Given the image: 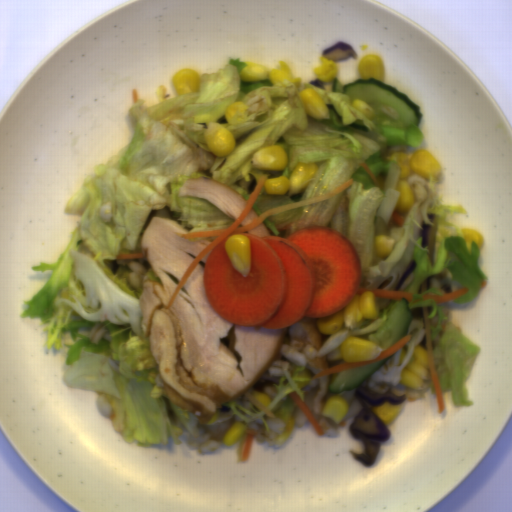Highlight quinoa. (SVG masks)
Instances as JSON below:
<instances>
[{
    "label": "quinoa",
    "instance_id": "quinoa-1",
    "mask_svg": "<svg viewBox=\"0 0 512 512\" xmlns=\"http://www.w3.org/2000/svg\"><path fill=\"white\" fill-rule=\"evenodd\" d=\"M280 350L284 358L300 367L316 359L318 353V349L312 344H307L302 351H298L291 343H283Z\"/></svg>",
    "mask_w": 512,
    "mask_h": 512
},
{
    "label": "quinoa",
    "instance_id": "quinoa-2",
    "mask_svg": "<svg viewBox=\"0 0 512 512\" xmlns=\"http://www.w3.org/2000/svg\"><path fill=\"white\" fill-rule=\"evenodd\" d=\"M265 422L269 427V432L264 429H259L255 438L262 442L273 444V441L277 437V433H281L284 430L285 422L278 417H267Z\"/></svg>",
    "mask_w": 512,
    "mask_h": 512
},
{
    "label": "quinoa",
    "instance_id": "quinoa-3",
    "mask_svg": "<svg viewBox=\"0 0 512 512\" xmlns=\"http://www.w3.org/2000/svg\"><path fill=\"white\" fill-rule=\"evenodd\" d=\"M116 264L126 265L130 268L131 272L128 274V281L133 288L141 289L143 286L142 277L147 274V270L143 264L131 259H117Z\"/></svg>",
    "mask_w": 512,
    "mask_h": 512
},
{
    "label": "quinoa",
    "instance_id": "quinoa-4",
    "mask_svg": "<svg viewBox=\"0 0 512 512\" xmlns=\"http://www.w3.org/2000/svg\"><path fill=\"white\" fill-rule=\"evenodd\" d=\"M368 390H370L373 393H378V394H383V395L386 393H393L396 396L406 394L407 399L405 401H408V402H415V401L421 400L423 398L421 394L417 393L414 390H410V389L402 390V389H397V388H389L386 385H376Z\"/></svg>",
    "mask_w": 512,
    "mask_h": 512
},
{
    "label": "quinoa",
    "instance_id": "quinoa-5",
    "mask_svg": "<svg viewBox=\"0 0 512 512\" xmlns=\"http://www.w3.org/2000/svg\"><path fill=\"white\" fill-rule=\"evenodd\" d=\"M88 338L91 344L94 345H99L101 339H105L110 343L112 341V335L110 334L108 328L101 322H97L92 326Z\"/></svg>",
    "mask_w": 512,
    "mask_h": 512
},
{
    "label": "quinoa",
    "instance_id": "quinoa-6",
    "mask_svg": "<svg viewBox=\"0 0 512 512\" xmlns=\"http://www.w3.org/2000/svg\"><path fill=\"white\" fill-rule=\"evenodd\" d=\"M245 104L248 108V114L265 111L269 107L267 97L263 95L252 96Z\"/></svg>",
    "mask_w": 512,
    "mask_h": 512
},
{
    "label": "quinoa",
    "instance_id": "quinoa-7",
    "mask_svg": "<svg viewBox=\"0 0 512 512\" xmlns=\"http://www.w3.org/2000/svg\"><path fill=\"white\" fill-rule=\"evenodd\" d=\"M285 368L289 371L292 369L289 362L278 359V360H274L270 364L267 371H268L269 376L282 377L284 375Z\"/></svg>",
    "mask_w": 512,
    "mask_h": 512
},
{
    "label": "quinoa",
    "instance_id": "quinoa-8",
    "mask_svg": "<svg viewBox=\"0 0 512 512\" xmlns=\"http://www.w3.org/2000/svg\"><path fill=\"white\" fill-rule=\"evenodd\" d=\"M96 405L103 416L107 418H110L112 416L113 410L106 395L103 394L102 396H100L96 400Z\"/></svg>",
    "mask_w": 512,
    "mask_h": 512
},
{
    "label": "quinoa",
    "instance_id": "quinoa-9",
    "mask_svg": "<svg viewBox=\"0 0 512 512\" xmlns=\"http://www.w3.org/2000/svg\"><path fill=\"white\" fill-rule=\"evenodd\" d=\"M221 446V441L216 439H209L203 443H201L199 449L202 453H213Z\"/></svg>",
    "mask_w": 512,
    "mask_h": 512
},
{
    "label": "quinoa",
    "instance_id": "quinoa-10",
    "mask_svg": "<svg viewBox=\"0 0 512 512\" xmlns=\"http://www.w3.org/2000/svg\"><path fill=\"white\" fill-rule=\"evenodd\" d=\"M294 419H295V425L299 429L304 427L306 424V421H307L305 414L302 412V410L299 407L297 408V410L294 414Z\"/></svg>",
    "mask_w": 512,
    "mask_h": 512
},
{
    "label": "quinoa",
    "instance_id": "quinoa-11",
    "mask_svg": "<svg viewBox=\"0 0 512 512\" xmlns=\"http://www.w3.org/2000/svg\"><path fill=\"white\" fill-rule=\"evenodd\" d=\"M394 365H395V359L392 356L386 362H384L379 368H380L381 372L385 375V374L391 372V370L393 369Z\"/></svg>",
    "mask_w": 512,
    "mask_h": 512
},
{
    "label": "quinoa",
    "instance_id": "quinoa-12",
    "mask_svg": "<svg viewBox=\"0 0 512 512\" xmlns=\"http://www.w3.org/2000/svg\"><path fill=\"white\" fill-rule=\"evenodd\" d=\"M233 415H234V412L232 410H229L228 412H219V414L214 422H216V423L226 422L229 419H231Z\"/></svg>",
    "mask_w": 512,
    "mask_h": 512
}]
</instances>
